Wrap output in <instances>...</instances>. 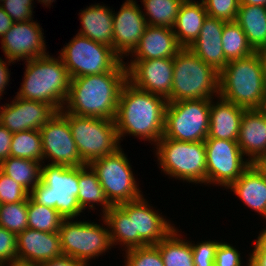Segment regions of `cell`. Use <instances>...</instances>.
<instances>
[{
    "label": "cell",
    "mask_w": 266,
    "mask_h": 266,
    "mask_svg": "<svg viewBox=\"0 0 266 266\" xmlns=\"http://www.w3.org/2000/svg\"><path fill=\"white\" fill-rule=\"evenodd\" d=\"M144 196L112 206L103 215L108 223L112 247L120 245L122 251H126L156 245L175 228V224L154 209Z\"/></svg>",
    "instance_id": "obj_1"
},
{
    "label": "cell",
    "mask_w": 266,
    "mask_h": 266,
    "mask_svg": "<svg viewBox=\"0 0 266 266\" xmlns=\"http://www.w3.org/2000/svg\"><path fill=\"white\" fill-rule=\"evenodd\" d=\"M166 106L165 98L138 89L127 80L114 119L119 141L131 135L155 145L163 137Z\"/></svg>",
    "instance_id": "obj_2"
},
{
    "label": "cell",
    "mask_w": 266,
    "mask_h": 266,
    "mask_svg": "<svg viewBox=\"0 0 266 266\" xmlns=\"http://www.w3.org/2000/svg\"><path fill=\"white\" fill-rule=\"evenodd\" d=\"M126 81L124 61L111 72L73 78L63 109L76 116L114 120Z\"/></svg>",
    "instance_id": "obj_3"
},
{
    "label": "cell",
    "mask_w": 266,
    "mask_h": 266,
    "mask_svg": "<svg viewBox=\"0 0 266 266\" xmlns=\"http://www.w3.org/2000/svg\"><path fill=\"white\" fill-rule=\"evenodd\" d=\"M55 57L47 54L25 61L23 82L16 93L23 99L49 104L59 112L66 103L71 77L62 59Z\"/></svg>",
    "instance_id": "obj_4"
},
{
    "label": "cell",
    "mask_w": 266,
    "mask_h": 266,
    "mask_svg": "<svg viewBox=\"0 0 266 266\" xmlns=\"http://www.w3.org/2000/svg\"><path fill=\"white\" fill-rule=\"evenodd\" d=\"M265 94V68L259 52L229 61L219 72V96L228 102L259 109Z\"/></svg>",
    "instance_id": "obj_5"
},
{
    "label": "cell",
    "mask_w": 266,
    "mask_h": 266,
    "mask_svg": "<svg viewBox=\"0 0 266 266\" xmlns=\"http://www.w3.org/2000/svg\"><path fill=\"white\" fill-rule=\"evenodd\" d=\"M79 167L42 164L41 181L29 196L38 204L54 208L64 219L81 216L77 196L79 193Z\"/></svg>",
    "instance_id": "obj_6"
},
{
    "label": "cell",
    "mask_w": 266,
    "mask_h": 266,
    "mask_svg": "<svg viewBox=\"0 0 266 266\" xmlns=\"http://www.w3.org/2000/svg\"><path fill=\"white\" fill-rule=\"evenodd\" d=\"M173 70L171 96L167 102L219 96V72L189 48H182L174 56Z\"/></svg>",
    "instance_id": "obj_7"
},
{
    "label": "cell",
    "mask_w": 266,
    "mask_h": 266,
    "mask_svg": "<svg viewBox=\"0 0 266 266\" xmlns=\"http://www.w3.org/2000/svg\"><path fill=\"white\" fill-rule=\"evenodd\" d=\"M153 146L157 164L163 174L183 183L206 185L204 141L185 142L162 137Z\"/></svg>",
    "instance_id": "obj_8"
},
{
    "label": "cell",
    "mask_w": 266,
    "mask_h": 266,
    "mask_svg": "<svg viewBox=\"0 0 266 266\" xmlns=\"http://www.w3.org/2000/svg\"><path fill=\"white\" fill-rule=\"evenodd\" d=\"M59 112L68 120L75 145L85 164L113 154L121 147L115 120L76 116L64 109Z\"/></svg>",
    "instance_id": "obj_9"
},
{
    "label": "cell",
    "mask_w": 266,
    "mask_h": 266,
    "mask_svg": "<svg viewBox=\"0 0 266 266\" xmlns=\"http://www.w3.org/2000/svg\"><path fill=\"white\" fill-rule=\"evenodd\" d=\"M101 220L102 224L84 219L83 221H75V218L63 219L59 229L63 255L90 265L92 259H98L100 255H105V252L109 253L112 248L109 227L102 215Z\"/></svg>",
    "instance_id": "obj_10"
},
{
    "label": "cell",
    "mask_w": 266,
    "mask_h": 266,
    "mask_svg": "<svg viewBox=\"0 0 266 266\" xmlns=\"http://www.w3.org/2000/svg\"><path fill=\"white\" fill-rule=\"evenodd\" d=\"M59 57L71 79L111 72L123 61L112 47L79 34L66 43Z\"/></svg>",
    "instance_id": "obj_11"
},
{
    "label": "cell",
    "mask_w": 266,
    "mask_h": 266,
    "mask_svg": "<svg viewBox=\"0 0 266 266\" xmlns=\"http://www.w3.org/2000/svg\"><path fill=\"white\" fill-rule=\"evenodd\" d=\"M211 99L167 102L163 137L185 142L205 141L209 133Z\"/></svg>",
    "instance_id": "obj_12"
},
{
    "label": "cell",
    "mask_w": 266,
    "mask_h": 266,
    "mask_svg": "<svg viewBox=\"0 0 266 266\" xmlns=\"http://www.w3.org/2000/svg\"><path fill=\"white\" fill-rule=\"evenodd\" d=\"M127 157L120 147L115 153L95 159L89 164L97 173L106 198L112 206L135 201L143 196Z\"/></svg>",
    "instance_id": "obj_13"
},
{
    "label": "cell",
    "mask_w": 266,
    "mask_h": 266,
    "mask_svg": "<svg viewBox=\"0 0 266 266\" xmlns=\"http://www.w3.org/2000/svg\"><path fill=\"white\" fill-rule=\"evenodd\" d=\"M204 144L206 186L212 184L227 190L251 165L237 141L207 138Z\"/></svg>",
    "instance_id": "obj_14"
},
{
    "label": "cell",
    "mask_w": 266,
    "mask_h": 266,
    "mask_svg": "<svg viewBox=\"0 0 266 266\" xmlns=\"http://www.w3.org/2000/svg\"><path fill=\"white\" fill-rule=\"evenodd\" d=\"M43 163L79 167L86 165L80 157L72 137L68 120L60 113L54 116L40 128ZM50 162V163H49Z\"/></svg>",
    "instance_id": "obj_15"
},
{
    "label": "cell",
    "mask_w": 266,
    "mask_h": 266,
    "mask_svg": "<svg viewBox=\"0 0 266 266\" xmlns=\"http://www.w3.org/2000/svg\"><path fill=\"white\" fill-rule=\"evenodd\" d=\"M42 31L40 24L33 19L14 22L0 39L4 57L15 64L16 61H29L49 54Z\"/></svg>",
    "instance_id": "obj_16"
},
{
    "label": "cell",
    "mask_w": 266,
    "mask_h": 266,
    "mask_svg": "<svg viewBox=\"0 0 266 266\" xmlns=\"http://www.w3.org/2000/svg\"><path fill=\"white\" fill-rule=\"evenodd\" d=\"M127 80L138 89L168 100L173 83V58L125 62Z\"/></svg>",
    "instance_id": "obj_17"
},
{
    "label": "cell",
    "mask_w": 266,
    "mask_h": 266,
    "mask_svg": "<svg viewBox=\"0 0 266 266\" xmlns=\"http://www.w3.org/2000/svg\"><path fill=\"white\" fill-rule=\"evenodd\" d=\"M136 0H125L119 11H113L112 49L124 60L138 46L148 26L143 9Z\"/></svg>",
    "instance_id": "obj_18"
},
{
    "label": "cell",
    "mask_w": 266,
    "mask_h": 266,
    "mask_svg": "<svg viewBox=\"0 0 266 266\" xmlns=\"http://www.w3.org/2000/svg\"><path fill=\"white\" fill-rule=\"evenodd\" d=\"M56 112L49 104L16 95L10 103L0 106V124L12 133L40 130Z\"/></svg>",
    "instance_id": "obj_19"
},
{
    "label": "cell",
    "mask_w": 266,
    "mask_h": 266,
    "mask_svg": "<svg viewBox=\"0 0 266 266\" xmlns=\"http://www.w3.org/2000/svg\"><path fill=\"white\" fill-rule=\"evenodd\" d=\"M17 263L39 265L63 255L59 233L26 228L17 234Z\"/></svg>",
    "instance_id": "obj_20"
},
{
    "label": "cell",
    "mask_w": 266,
    "mask_h": 266,
    "mask_svg": "<svg viewBox=\"0 0 266 266\" xmlns=\"http://www.w3.org/2000/svg\"><path fill=\"white\" fill-rule=\"evenodd\" d=\"M226 21L207 16L199 36L189 47L203 62L220 72L228 63L222 44L223 26Z\"/></svg>",
    "instance_id": "obj_21"
},
{
    "label": "cell",
    "mask_w": 266,
    "mask_h": 266,
    "mask_svg": "<svg viewBox=\"0 0 266 266\" xmlns=\"http://www.w3.org/2000/svg\"><path fill=\"white\" fill-rule=\"evenodd\" d=\"M181 49L173 28L148 25L130 58L131 56V60L174 58Z\"/></svg>",
    "instance_id": "obj_22"
},
{
    "label": "cell",
    "mask_w": 266,
    "mask_h": 266,
    "mask_svg": "<svg viewBox=\"0 0 266 266\" xmlns=\"http://www.w3.org/2000/svg\"><path fill=\"white\" fill-rule=\"evenodd\" d=\"M215 99H211L210 102V125L207 138L238 141L245 108L228 102L220 96Z\"/></svg>",
    "instance_id": "obj_23"
},
{
    "label": "cell",
    "mask_w": 266,
    "mask_h": 266,
    "mask_svg": "<svg viewBox=\"0 0 266 266\" xmlns=\"http://www.w3.org/2000/svg\"><path fill=\"white\" fill-rule=\"evenodd\" d=\"M237 142L250 163L266 153V118L259 109H245Z\"/></svg>",
    "instance_id": "obj_24"
},
{
    "label": "cell",
    "mask_w": 266,
    "mask_h": 266,
    "mask_svg": "<svg viewBox=\"0 0 266 266\" xmlns=\"http://www.w3.org/2000/svg\"><path fill=\"white\" fill-rule=\"evenodd\" d=\"M86 7L78 14L82 27L77 34L112 47L113 8L100 3Z\"/></svg>",
    "instance_id": "obj_25"
},
{
    "label": "cell",
    "mask_w": 266,
    "mask_h": 266,
    "mask_svg": "<svg viewBox=\"0 0 266 266\" xmlns=\"http://www.w3.org/2000/svg\"><path fill=\"white\" fill-rule=\"evenodd\" d=\"M245 206L266 219V179L252 165L228 188Z\"/></svg>",
    "instance_id": "obj_26"
},
{
    "label": "cell",
    "mask_w": 266,
    "mask_h": 266,
    "mask_svg": "<svg viewBox=\"0 0 266 266\" xmlns=\"http://www.w3.org/2000/svg\"><path fill=\"white\" fill-rule=\"evenodd\" d=\"M208 14L203 2L181 4L173 31L179 45L189 48L200 34Z\"/></svg>",
    "instance_id": "obj_27"
},
{
    "label": "cell",
    "mask_w": 266,
    "mask_h": 266,
    "mask_svg": "<svg viewBox=\"0 0 266 266\" xmlns=\"http://www.w3.org/2000/svg\"><path fill=\"white\" fill-rule=\"evenodd\" d=\"M236 22L241 26L255 52L266 49V7L240 5Z\"/></svg>",
    "instance_id": "obj_28"
},
{
    "label": "cell",
    "mask_w": 266,
    "mask_h": 266,
    "mask_svg": "<svg viewBox=\"0 0 266 266\" xmlns=\"http://www.w3.org/2000/svg\"><path fill=\"white\" fill-rule=\"evenodd\" d=\"M78 187L77 201L83 211L88 207V210H95L97 204L102 206L100 214L103 216L112 207L98 180L97 173L89 164L79 166Z\"/></svg>",
    "instance_id": "obj_29"
},
{
    "label": "cell",
    "mask_w": 266,
    "mask_h": 266,
    "mask_svg": "<svg viewBox=\"0 0 266 266\" xmlns=\"http://www.w3.org/2000/svg\"><path fill=\"white\" fill-rule=\"evenodd\" d=\"M183 236L182 231L175 227L156 244L164 266H194L190 240H186Z\"/></svg>",
    "instance_id": "obj_30"
},
{
    "label": "cell",
    "mask_w": 266,
    "mask_h": 266,
    "mask_svg": "<svg viewBox=\"0 0 266 266\" xmlns=\"http://www.w3.org/2000/svg\"><path fill=\"white\" fill-rule=\"evenodd\" d=\"M42 163L9 156L0 163V171L18 182L28 193L41 181Z\"/></svg>",
    "instance_id": "obj_31"
},
{
    "label": "cell",
    "mask_w": 266,
    "mask_h": 266,
    "mask_svg": "<svg viewBox=\"0 0 266 266\" xmlns=\"http://www.w3.org/2000/svg\"><path fill=\"white\" fill-rule=\"evenodd\" d=\"M141 3L148 25L174 27L181 6L178 0H142Z\"/></svg>",
    "instance_id": "obj_32"
},
{
    "label": "cell",
    "mask_w": 266,
    "mask_h": 266,
    "mask_svg": "<svg viewBox=\"0 0 266 266\" xmlns=\"http://www.w3.org/2000/svg\"><path fill=\"white\" fill-rule=\"evenodd\" d=\"M222 44L228 62L255 53L247 40V36L236 21H229L224 24Z\"/></svg>",
    "instance_id": "obj_33"
},
{
    "label": "cell",
    "mask_w": 266,
    "mask_h": 266,
    "mask_svg": "<svg viewBox=\"0 0 266 266\" xmlns=\"http://www.w3.org/2000/svg\"><path fill=\"white\" fill-rule=\"evenodd\" d=\"M10 156L43 163V147L40 130L13 133Z\"/></svg>",
    "instance_id": "obj_34"
},
{
    "label": "cell",
    "mask_w": 266,
    "mask_h": 266,
    "mask_svg": "<svg viewBox=\"0 0 266 266\" xmlns=\"http://www.w3.org/2000/svg\"><path fill=\"white\" fill-rule=\"evenodd\" d=\"M28 228L49 233H59L63 217L54 208L36 203L28 196Z\"/></svg>",
    "instance_id": "obj_35"
},
{
    "label": "cell",
    "mask_w": 266,
    "mask_h": 266,
    "mask_svg": "<svg viewBox=\"0 0 266 266\" xmlns=\"http://www.w3.org/2000/svg\"><path fill=\"white\" fill-rule=\"evenodd\" d=\"M28 198L16 203L0 204V226L16 235L28 228Z\"/></svg>",
    "instance_id": "obj_36"
},
{
    "label": "cell",
    "mask_w": 266,
    "mask_h": 266,
    "mask_svg": "<svg viewBox=\"0 0 266 266\" xmlns=\"http://www.w3.org/2000/svg\"><path fill=\"white\" fill-rule=\"evenodd\" d=\"M124 266H164L156 245L132 248L125 251Z\"/></svg>",
    "instance_id": "obj_37"
},
{
    "label": "cell",
    "mask_w": 266,
    "mask_h": 266,
    "mask_svg": "<svg viewBox=\"0 0 266 266\" xmlns=\"http://www.w3.org/2000/svg\"><path fill=\"white\" fill-rule=\"evenodd\" d=\"M209 17L236 21L240 0H201Z\"/></svg>",
    "instance_id": "obj_38"
},
{
    "label": "cell",
    "mask_w": 266,
    "mask_h": 266,
    "mask_svg": "<svg viewBox=\"0 0 266 266\" xmlns=\"http://www.w3.org/2000/svg\"><path fill=\"white\" fill-rule=\"evenodd\" d=\"M29 193L18 182L0 171V204L25 201Z\"/></svg>",
    "instance_id": "obj_39"
},
{
    "label": "cell",
    "mask_w": 266,
    "mask_h": 266,
    "mask_svg": "<svg viewBox=\"0 0 266 266\" xmlns=\"http://www.w3.org/2000/svg\"><path fill=\"white\" fill-rule=\"evenodd\" d=\"M219 240L190 241L194 266H214ZM195 243V244H194Z\"/></svg>",
    "instance_id": "obj_40"
},
{
    "label": "cell",
    "mask_w": 266,
    "mask_h": 266,
    "mask_svg": "<svg viewBox=\"0 0 266 266\" xmlns=\"http://www.w3.org/2000/svg\"><path fill=\"white\" fill-rule=\"evenodd\" d=\"M33 4L34 0H3L0 6L14 22H25L34 18Z\"/></svg>",
    "instance_id": "obj_41"
},
{
    "label": "cell",
    "mask_w": 266,
    "mask_h": 266,
    "mask_svg": "<svg viewBox=\"0 0 266 266\" xmlns=\"http://www.w3.org/2000/svg\"><path fill=\"white\" fill-rule=\"evenodd\" d=\"M17 235L0 226V263L9 266L17 263Z\"/></svg>",
    "instance_id": "obj_42"
},
{
    "label": "cell",
    "mask_w": 266,
    "mask_h": 266,
    "mask_svg": "<svg viewBox=\"0 0 266 266\" xmlns=\"http://www.w3.org/2000/svg\"><path fill=\"white\" fill-rule=\"evenodd\" d=\"M241 253L236 246L228 242H220L216 250L214 266H244Z\"/></svg>",
    "instance_id": "obj_43"
},
{
    "label": "cell",
    "mask_w": 266,
    "mask_h": 266,
    "mask_svg": "<svg viewBox=\"0 0 266 266\" xmlns=\"http://www.w3.org/2000/svg\"><path fill=\"white\" fill-rule=\"evenodd\" d=\"M245 266H266V239L259 233Z\"/></svg>",
    "instance_id": "obj_44"
},
{
    "label": "cell",
    "mask_w": 266,
    "mask_h": 266,
    "mask_svg": "<svg viewBox=\"0 0 266 266\" xmlns=\"http://www.w3.org/2000/svg\"><path fill=\"white\" fill-rule=\"evenodd\" d=\"M13 133L0 124V163L10 156Z\"/></svg>",
    "instance_id": "obj_45"
},
{
    "label": "cell",
    "mask_w": 266,
    "mask_h": 266,
    "mask_svg": "<svg viewBox=\"0 0 266 266\" xmlns=\"http://www.w3.org/2000/svg\"><path fill=\"white\" fill-rule=\"evenodd\" d=\"M39 266H90V265L81 260L72 258L70 256L61 255L57 258L43 262L39 264Z\"/></svg>",
    "instance_id": "obj_46"
},
{
    "label": "cell",
    "mask_w": 266,
    "mask_h": 266,
    "mask_svg": "<svg viewBox=\"0 0 266 266\" xmlns=\"http://www.w3.org/2000/svg\"><path fill=\"white\" fill-rule=\"evenodd\" d=\"M14 62L8 60L5 58L2 60L0 57V100L2 99L1 97L3 96L5 92V89L7 86H9V81H10V71L8 69L10 64H13Z\"/></svg>",
    "instance_id": "obj_47"
},
{
    "label": "cell",
    "mask_w": 266,
    "mask_h": 266,
    "mask_svg": "<svg viewBox=\"0 0 266 266\" xmlns=\"http://www.w3.org/2000/svg\"><path fill=\"white\" fill-rule=\"evenodd\" d=\"M14 21L11 17L4 11L0 6V39L4 36L6 32L12 27Z\"/></svg>",
    "instance_id": "obj_48"
},
{
    "label": "cell",
    "mask_w": 266,
    "mask_h": 266,
    "mask_svg": "<svg viewBox=\"0 0 266 266\" xmlns=\"http://www.w3.org/2000/svg\"><path fill=\"white\" fill-rule=\"evenodd\" d=\"M251 165L262 177L266 179V153L257 157Z\"/></svg>",
    "instance_id": "obj_49"
},
{
    "label": "cell",
    "mask_w": 266,
    "mask_h": 266,
    "mask_svg": "<svg viewBox=\"0 0 266 266\" xmlns=\"http://www.w3.org/2000/svg\"><path fill=\"white\" fill-rule=\"evenodd\" d=\"M240 5H255L266 7V0H240Z\"/></svg>",
    "instance_id": "obj_50"
},
{
    "label": "cell",
    "mask_w": 266,
    "mask_h": 266,
    "mask_svg": "<svg viewBox=\"0 0 266 266\" xmlns=\"http://www.w3.org/2000/svg\"><path fill=\"white\" fill-rule=\"evenodd\" d=\"M259 110L264 114L265 118H266V94L263 98V101L261 103V106L259 108Z\"/></svg>",
    "instance_id": "obj_51"
},
{
    "label": "cell",
    "mask_w": 266,
    "mask_h": 266,
    "mask_svg": "<svg viewBox=\"0 0 266 266\" xmlns=\"http://www.w3.org/2000/svg\"><path fill=\"white\" fill-rule=\"evenodd\" d=\"M263 62H264V68H265V84H266V49L259 52Z\"/></svg>",
    "instance_id": "obj_52"
},
{
    "label": "cell",
    "mask_w": 266,
    "mask_h": 266,
    "mask_svg": "<svg viewBox=\"0 0 266 266\" xmlns=\"http://www.w3.org/2000/svg\"><path fill=\"white\" fill-rule=\"evenodd\" d=\"M39 3L43 4V7L45 5V7H49L50 5H52L53 2H55L56 0H37Z\"/></svg>",
    "instance_id": "obj_53"
},
{
    "label": "cell",
    "mask_w": 266,
    "mask_h": 266,
    "mask_svg": "<svg viewBox=\"0 0 266 266\" xmlns=\"http://www.w3.org/2000/svg\"><path fill=\"white\" fill-rule=\"evenodd\" d=\"M181 4H186V3H194V2H199L196 0H178Z\"/></svg>",
    "instance_id": "obj_54"
},
{
    "label": "cell",
    "mask_w": 266,
    "mask_h": 266,
    "mask_svg": "<svg viewBox=\"0 0 266 266\" xmlns=\"http://www.w3.org/2000/svg\"><path fill=\"white\" fill-rule=\"evenodd\" d=\"M9 266H39V265H29V264H22V263H13Z\"/></svg>",
    "instance_id": "obj_55"
},
{
    "label": "cell",
    "mask_w": 266,
    "mask_h": 266,
    "mask_svg": "<svg viewBox=\"0 0 266 266\" xmlns=\"http://www.w3.org/2000/svg\"><path fill=\"white\" fill-rule=\"evenodd\" d=\"M262 231H260L259 233L266 239V223H265V228H261Z\"/></svg>",
    "instance_id": "obj_56"
}]
</instances>
